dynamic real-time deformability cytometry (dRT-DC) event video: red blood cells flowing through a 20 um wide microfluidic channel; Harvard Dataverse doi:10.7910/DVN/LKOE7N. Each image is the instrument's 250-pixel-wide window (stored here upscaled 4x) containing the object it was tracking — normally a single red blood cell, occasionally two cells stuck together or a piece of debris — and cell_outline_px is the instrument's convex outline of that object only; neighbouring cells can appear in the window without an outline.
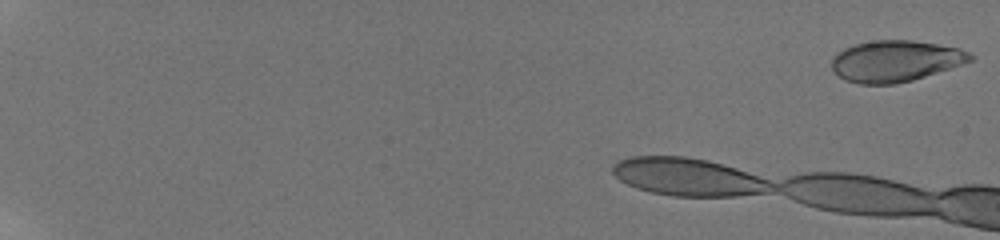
{"species": "human", "species_latin": "Homo sapiens", "temperature_condition": "room temperature", "stored_images_in_passage": 9, "camera_frame_rate_fps": 3000, "um_per_image_px": 0.085, "donor": {"sex": "male"}, "frame": {"image": 1, "passage_image": 1, "time_ms": 0.0, "image_size_px": [1000, 240], "cell_outline_px": [[976, 56], [972, 60], [912, 80], [896, 84], [860, 84], [844, 80], [832, 68], [832, 56], [836, 52], [844, 48], [856, 44], [872, 40], [912, 40], [960, 48]], "centroid_in_image_um": [76.08, 5.18], "position_along_channel_um": 8.9, "area_um2": 33.12}}